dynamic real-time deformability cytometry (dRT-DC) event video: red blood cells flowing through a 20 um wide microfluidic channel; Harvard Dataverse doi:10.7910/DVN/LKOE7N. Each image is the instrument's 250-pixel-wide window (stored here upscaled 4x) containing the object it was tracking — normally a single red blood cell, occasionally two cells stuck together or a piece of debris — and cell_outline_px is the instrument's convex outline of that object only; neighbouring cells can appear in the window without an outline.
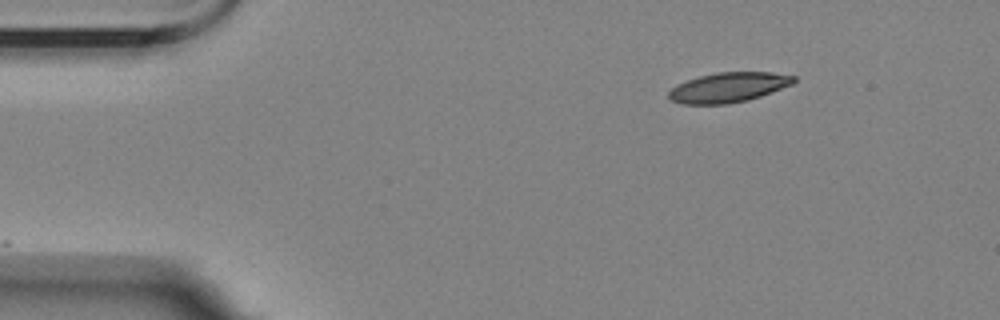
{"species": "Egyptian fruit bat (a non-hibernating species)", "species_latin": "Rousettus aegyptiacus", "temperature_condition": "room temperature", "stored_images_in_passage": 21, "camera_frame_rate_fps": 3000, "um_per_image_px": 0.085, "animal": {"sex": "female"}, "frame": {"image": 1, "passage_image": 1, "time_ms": 0.0, "image_size_px": [1000, 320], "cell_outline_px": [[796, 80], [792, 84], [760, 96], [748, 100], [728, 104], [680, 104], [668, 100], [668, 92], [676, 84], [700, 76], [716, 72], [772, 72], [796, 76]], "centroid_in_image_um": [61.88, 7.43], "position_along_channel_um": 23.1, "area_um2": 21.85}}
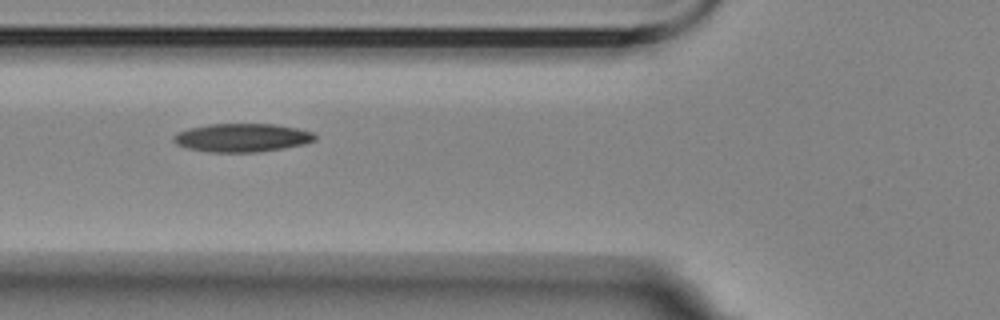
{"frame": {"image": 2, "passage_image": 14, "time_ms": 4.333, "image_size_px": [1000, 320], "cell_outline_px": [[316, 140], [304, 144], [284, 148], [256, 152], [208, 152], [188, 148], [176, 144], [172, 140], [172, 136], [188, 128], [208, 124], [276, 124], [296, 128], [312, 132], [316, 136]], "centroid_in_image_um": [20.57, 11.7], "position_along_channel_um": 105.2, "area_um2": 23.41}}
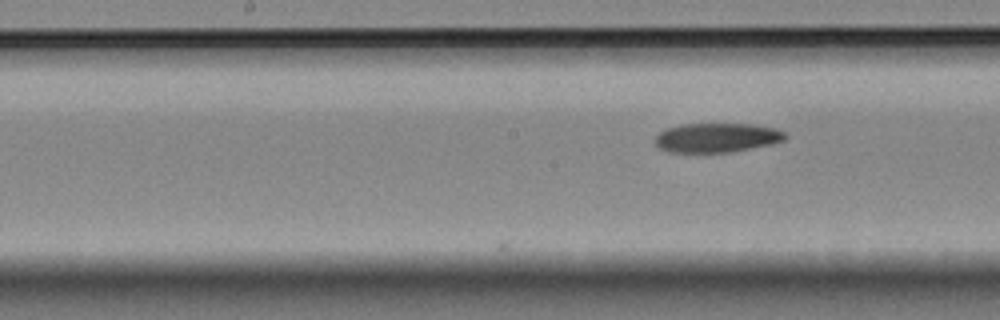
{"frame": {"image": 3, "passage_image": 21, "time_ms": 6.667, "image_size_px": [1000, 320], "cell_outline_px": [[788, 136], [784, 140], [772, 144], [728, 152], [668, 152], [660, 148], [652, 140], [660, 132], [668, 128], [680, 124], [756, 124], [776, 128], [784, 132]], "centroid_in_image_um": [60.93, 11.69], "position_along_channel_um": 187.3, "area_um2": 22.25}}